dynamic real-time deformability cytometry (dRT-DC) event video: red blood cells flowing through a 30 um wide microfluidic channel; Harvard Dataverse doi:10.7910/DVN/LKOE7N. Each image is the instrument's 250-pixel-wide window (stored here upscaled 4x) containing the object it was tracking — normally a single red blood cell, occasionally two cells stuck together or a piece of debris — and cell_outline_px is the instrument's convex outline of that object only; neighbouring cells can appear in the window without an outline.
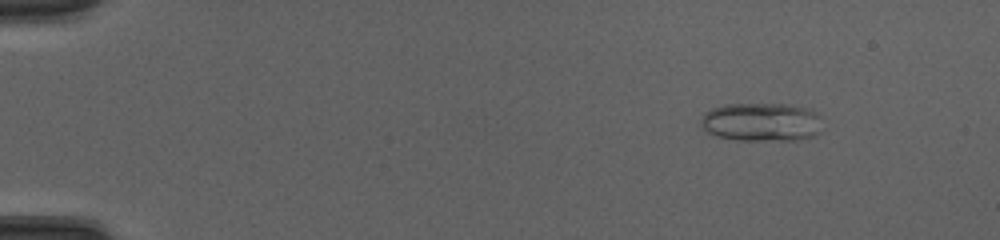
{"species": "common noctule bat (a hibernating species)", "species_latin": "Nyctalus noctula", "temperature_condition": "cold", "stored_images_in_passage": 50, "camera_frame_rate_fps": 3000, "um_per_image_px": 0.085, "animal": {"sex": "female", "body_mass_g": 20.0, "forearm_length_mm": 54.0}, "frame": {"image": 1, "passage_image": 7, "time_ms": 2.0, "image_size_px": [1000, 240], "cell_outline_px": [[820, 132], [812, 136], [796, 140], [736, 140], [716, 136], [708, 132], [700, 124], [700, 120], [704, 112], [712, 108], [724, 104], [788, 104], [812, 108], [820, 116]], "centroid_in_image_um": [64.73, 10.36], "position_along_channel_um": 20.3, "area_um2": 27.63}}
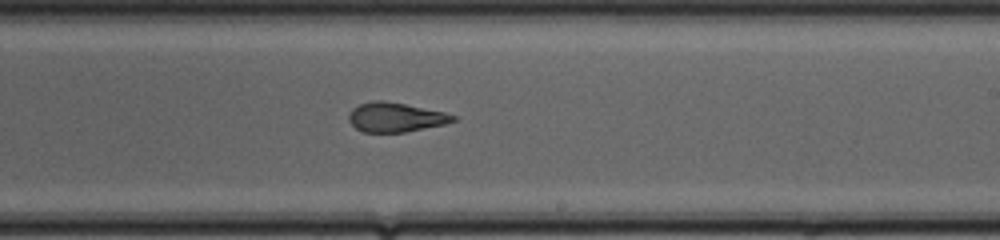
{"frame": {"image": 2, "passage_image": 32, "time_ms": 10.333, "image_size_px": [1000, 240], "cell_outline_px": [[456, 120], [444, 124], [404, 132], [364, 132], [356, 128], [348, 120], [348, 116], [352, 108], [360, 104], [372, 100], [384, 100], [444, 112], [456, 116]], "centroid_in_image_um": [33.59, 9.96], "position_along_channel_um": 255.4, "area_um2": 17.69}}
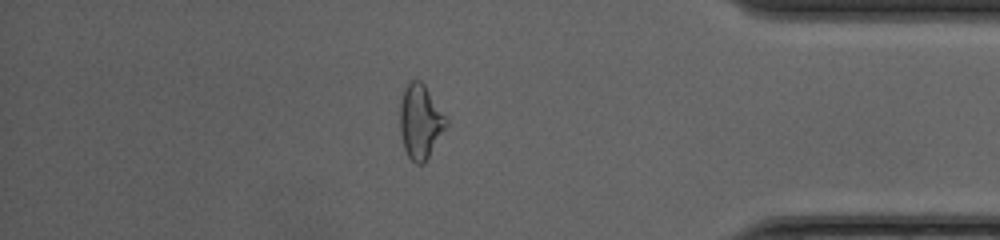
{"frame": {"image": 3, "passage_image": 44, "time_ms": 14.333, "image_size_px": [1000, 240], "cell_outline_px": [[448, 124], [424, 164], [416, 164], [408, 156], [404, 148], [400, 132], [400, 104], [404, 88], [408, 80], [420, 80], [424, 84], [448, 120]], "centroid_in_image_um": [35.71, 10.33], "position_along_channel_um": 399.5, "area_um2": 19.94}, "authors_computed_cell_mechanics": {"area_um2": 20.6346, "velocity_mm_per_s": 4.2363, "shape_relaxation_time_tau1_ms": null, "shape_relaxation_time_tau2_ms": 1.0723, "deformation_change_tau1": null, "deformation_change_tau2": 0.0892}}